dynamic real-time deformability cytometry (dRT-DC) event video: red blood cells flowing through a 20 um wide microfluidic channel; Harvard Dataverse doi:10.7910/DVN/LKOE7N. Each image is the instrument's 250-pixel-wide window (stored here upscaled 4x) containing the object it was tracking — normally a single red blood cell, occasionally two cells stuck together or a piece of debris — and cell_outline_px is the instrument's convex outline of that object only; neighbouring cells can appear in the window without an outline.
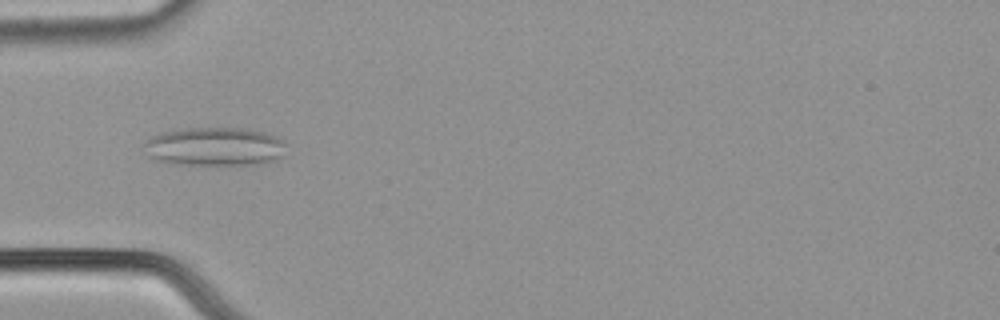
{"species": "common noctule bat (a hibernating species)", "species_latin": "Nyctalus noctula", "temperature_condition": "cold", "stored_images_in_passage": 39, "camera_frame_rate_fps": 3000, "um_per_image_px": 0.085, "animal": {"sex": "male", "body_mass_g": 21.5, "forearm_length_mm": 52.0}, "frame": {"image": 1, "passage_image": 2, "time_ms": 0.333, "image_size_px": [1000, 320], "cell_outline_px": [[284, 156], [276, 160], [264, 164], [176, 164], [156, 160], [148, 156], [144, 144], [144, 140], [160, 132], [184, 128], [244, 128], [264, 132], [276, 136], [284, 140]], "centroid_in_image_um": [18.26, 12.45], "position_along_channel_um": 66.7, "area_um2": 32.19}}
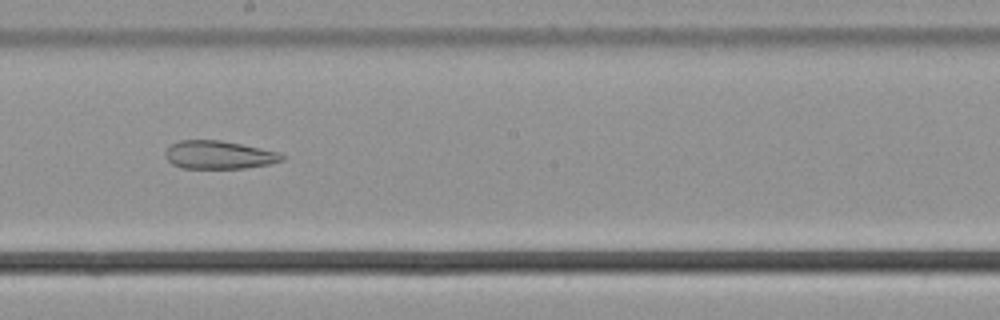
{"frame": {"image": 2, "passage_image": 15, "time_ms": 4.667, "image_size_px": [1000, 320], "cell_outline_px": [[288, 156], [284, 160], [268, 164], [244, 168], [180, 168], [172, 164], [164, 156], [164, 152], [172, 144], [180, 140], [220, 140], [280, 152]], "centroid_in_image_um": [18.62, 13.17], "position_along_channel_um": 229.6, "area_um2": 19.19}}
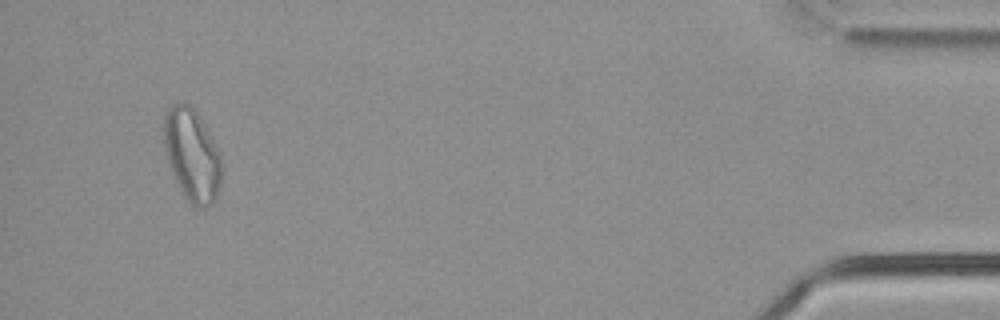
{"frame": {"image": 3, "passage_image": 36, "time_ms": 11.667, "image_size_px": [1000, 320], "cell_outline_px": [[220, 184], [216, 196], [212, 204], [204, 208], [200, 208], [192, 204], [184, 196], [172, 172], [164, 148], [164, 116], [168, 108], [172, 104], [188, 104], [196, 112], [220, 152]], "centroid_in_image_um": [16.31, 13.19], "position_along_channel_um": 418.9, "area_um2": 30.4}, "authors_computed_cell_mechanics": {"area_um2": 23.0044, "velocity_mm_per_s": 3.7834, "shape_relaxation_time_tau1_ms": null, "shape_relaxation_time_tau2_ms": 5.3629, "deformation_change_tau1": null, "deformation_change_tau2": 0.1599}}